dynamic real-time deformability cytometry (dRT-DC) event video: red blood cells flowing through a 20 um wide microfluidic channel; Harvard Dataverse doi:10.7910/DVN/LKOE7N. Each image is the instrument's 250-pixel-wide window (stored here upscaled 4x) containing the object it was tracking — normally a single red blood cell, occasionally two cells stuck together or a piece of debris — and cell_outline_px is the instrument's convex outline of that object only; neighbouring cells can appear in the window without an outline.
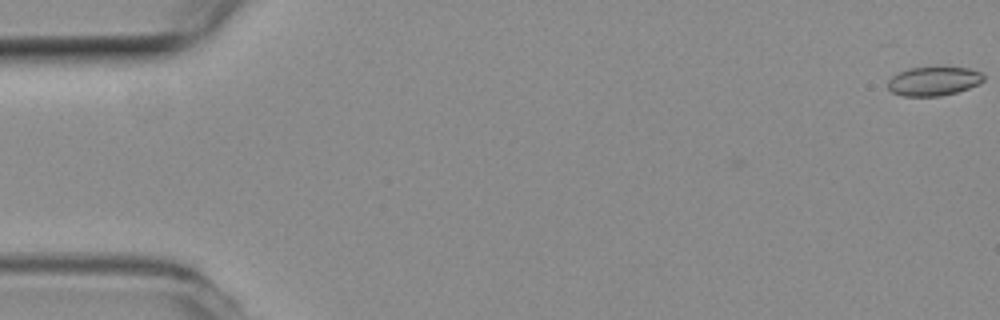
{"species": "common noctule bat (a hibernating species)", "species_latin": "Nyctalus noctula", "temperature_condition": "room temperature", "stored_images_in_passage": 5, "camera_frame_rate_fps": 3000, "um_per_image_px": 0.085, "animal": {"sex": "female", "body_mass_g": 19.3, "forearm_length_mm": 54.1}, "frame": {"image": 1, "passage_image": 1, "time_ms": 0.0, "image_size_px": [1000, 320], "cell_outline_px": [[984, 80], [980, 84], [956, 92], [940, 96], [904, 96], [892, 92], [888, 88], [888, 80], [892, 76], [908, 68], [936, 64], [968, 68], [980, 72], [984, 76]], "centroid_in_image_um": [79.37, 6.85], "position_along_channel_um": 5.6, "area_um2": 16.82}}